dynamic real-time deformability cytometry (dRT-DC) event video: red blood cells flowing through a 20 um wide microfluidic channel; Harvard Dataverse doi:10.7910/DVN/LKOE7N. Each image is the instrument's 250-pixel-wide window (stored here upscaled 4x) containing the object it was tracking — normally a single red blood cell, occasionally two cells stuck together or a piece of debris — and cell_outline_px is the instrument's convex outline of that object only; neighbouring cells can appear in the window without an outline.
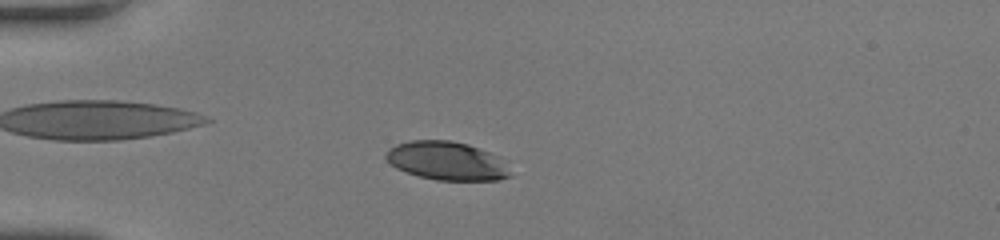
{"species": "human", "species_latin": "Homo sapiens", "temperature_condition": "room temperature", "stored_images_in_passage": 53, "camera_frame_rate_fps": 3000, "um_per_image_px": 0.085, "donor": {"sex": "female"}, "frame": {"image": 1, "passage_image": 13, "time_ms": 4.0, "image_size_px": [1000, 240], "cell_outline_px": [[512, 176], [496, 180], [436, 180], [420, 176], [396, 168], [384, 156], [388, 148], [396, 144], [412, 140], [448, 140], [468, 144], [480, 148], [496, 156]], "centroid_in_image_um": [37.92, 13.66], "position_along_channel_um": 47.1, "area_um2": 27.46}}
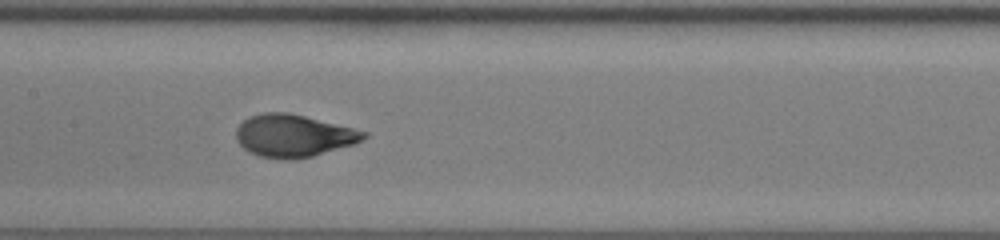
{"frame": {"image": 2, "passage_image": 26, "time_ms": 8.333, "image_size_px": [1000, 240], "cell_outline_px": [[368, 136], [356, 144], [312, 156], [292, 160], [284, 160], [260, 156], [248, 152], [236, 140], [236, 128], [248, 116], [264, 112], [288, 112], [368, 132]], "centroid_in_image_um": [24.93, 11.54], "position_along_channel_um": 182.5, "area_um2": 31.62}}
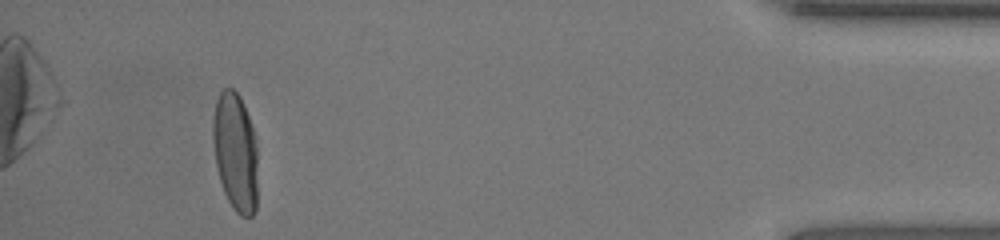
{"frame": {"image": 3, "passage_image": 49, "time_ms": 16.0, "image_size_px": [1000, 240], "cell_outline_px": [[256, 208], [252, 216], [240, 216], [232, 208], [224, 192], [220, 180], [216, 164], [212, 140], [212, 120], [216, 100], [220, 92], [224, 88], [232, 88], [240, 96], [256, 136]], "centroid_in_image_um": [19.99, 12.9], "position_along_channel_um": 415.2, "area_um2": 31.04}, "authors_computed_cell_mechanics": {"area_um2": 30.8652, "velocity_mm_per_s": 3.7978, "shape_relaxation_time_tau1_ms": 3.5939, "shape_relaxation_time_tau2_ms": null, "deformation_change_tau1": 0.2061, "deformation_change_tau2": null}}